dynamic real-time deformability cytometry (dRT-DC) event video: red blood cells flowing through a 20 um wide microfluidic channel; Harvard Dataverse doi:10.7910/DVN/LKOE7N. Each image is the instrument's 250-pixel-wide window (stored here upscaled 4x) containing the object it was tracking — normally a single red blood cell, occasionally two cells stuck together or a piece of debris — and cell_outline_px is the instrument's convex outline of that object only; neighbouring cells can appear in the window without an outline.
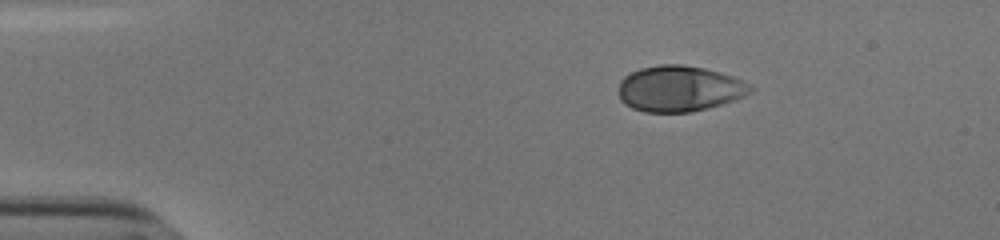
{"species": "human", "species_latin": "Homo sapiens", "temperature_condition": "cold", "stored_images_in_passage": 45, "camera_frame_rate_fps": 3000, "um_per_image_px": 0.085, "donor": {"sex": "male"}, "frame": {"image": 1, "passage_image": 1, "time_ms": 0.0, "image_size_px": [1000, 240], "cell_outline_px": [[756, 88], [752, 92], [736, 100], [688, 112], [644, 112], [632, 108], [624, 104], [620, 100], [620, 80], [628, 72], [640, 68], [660, 64], [684, 64], [704, 68], [732, 76]], "centroid_in_image_um": [57.72, 7.52], "position_along_channel_um": 27.3, "area_um2": 35.26}}
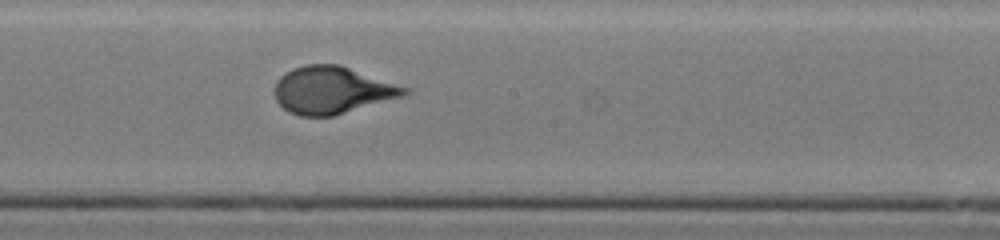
{"frame": {"image": 2, "passage_image": 22, "time_ms": 7.0, "image_size_px": [1000, 240], "cell_outline_px": [[412, 92], [404, 96], [332, 116], [300, 116], [288, 112], [276, 100], [276, 80], [280, 76], [292, 68], [308, 64], [340, 64], [408, 88]], "centroid_in_image_um": [28.24, 7.66], "position_along_channel_um": 220.0, "area_um2": 35.6}}
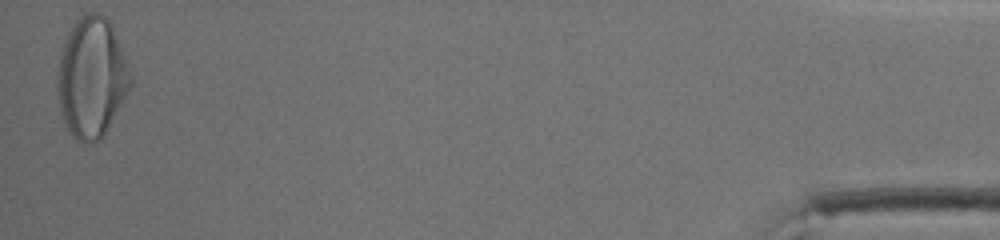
{"frame": {"image": 3, "passage_image": 45, "time_ms": 14.667, "image_size_px": [1000, 240], "cell_outline_px": [[132, 84], [100, 140], [84, 144], [76, 140], [72, 136], [64, 124], [60, 112], [56, 88], [56, 76], [60, 56], [68, 32], [76, 20], [88, 12], [100, 12], [108, 20], [128, 60], [132, 76]], "centroid_in_image_um": [7.77, 6.6], "position_along_channel_um": 427.4, "area_um2": 51.27}}